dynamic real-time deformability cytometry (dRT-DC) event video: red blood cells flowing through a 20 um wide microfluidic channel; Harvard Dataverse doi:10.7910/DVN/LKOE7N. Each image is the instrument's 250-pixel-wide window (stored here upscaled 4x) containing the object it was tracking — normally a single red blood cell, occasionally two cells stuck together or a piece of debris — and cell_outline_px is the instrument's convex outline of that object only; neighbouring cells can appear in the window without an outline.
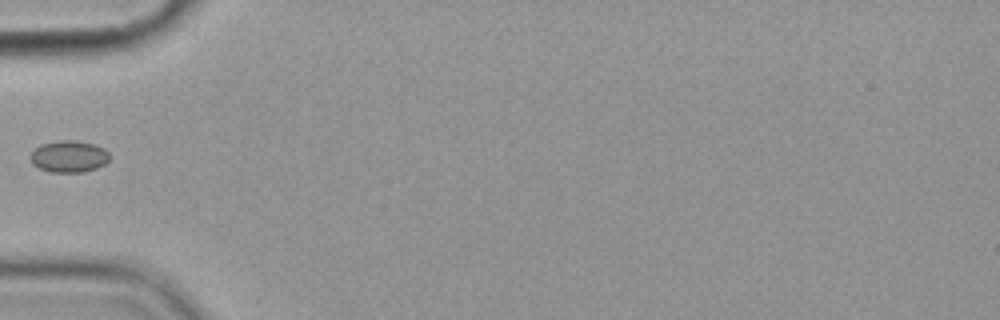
{"species": "common noctule bat (a hibernating species)", "species_latin": "Nyctalus noctula", "temperature_condition": "cold", "stored_images_in_passage": 2, "camera_frame_rate_fps": 3000, "um_per_image_px": 0.085, "animal": {"sex": "female", "body_mass_g": 19.9}, "frame": {"image": 1, "passage_image": 1, "time_ms": 0.0, "image_size_px": [1000, 320], "cell_outline_px": [[112, 156], [104, 164], [96, 168], [80, 172], [48, 172], [32, 164], [32, 152], [40, 144], [56, 140], [76, 140], [92, 144], [104, 148]], "centroid_in_image_um": [5.87, 13.29], "position_along_channel_um": 79.1, "area_um2": 14.62}}
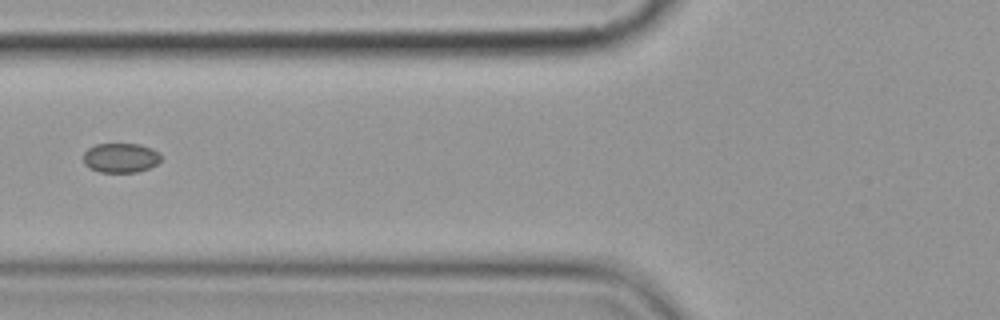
{"frame": {"image": 2, "passage_image": 2, "time_ms": 1.0, "image_size_px": [1000, 320], "cell_outline_px": [[160, 160], [156, 164], [148, 168], [136, 172], [100, 172], [88, 168], [84, 164], [84, 152], [88, 148], [96, 144], [140, 144], [152, 148], [160, 152]], "centroid_in_image_um": [10.24, 13.41], "position_along_channel_um": 115.6, "area_um2": 13.41}}